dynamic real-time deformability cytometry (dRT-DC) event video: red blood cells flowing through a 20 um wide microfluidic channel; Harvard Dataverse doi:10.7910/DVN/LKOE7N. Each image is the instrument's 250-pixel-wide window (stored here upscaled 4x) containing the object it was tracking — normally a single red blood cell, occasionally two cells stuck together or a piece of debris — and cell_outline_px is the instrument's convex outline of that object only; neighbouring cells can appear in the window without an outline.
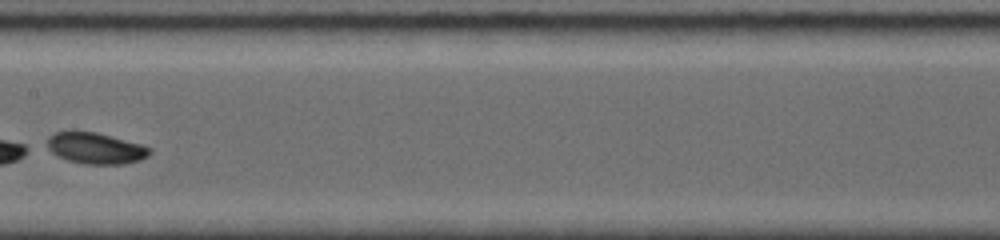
{"species": "common noctule bat (a hibernating species)", "species_latin": "Nyctalus noctula", "temperature_condition": "room temperature", "stored_images_in_passage": 15, "camera_frame_rate_fps": 5000, "um_per_image_px": 0.085, "animal": {"sex": "female", "body_mass_g": 19.0, "forearm_length_mm": 56.7}, "frame": {"image": 1, "passage_image": 7, "time_ms": 4.4, "image_size_px": [1000, 240], "cell_outline_px": [[152, 152], [148, 156], [140, 160], [124, 164], [84, 164], [68, 160], [44, 148], [48, 136], [56, 132], [68, 128], [72, 128], [96, 132], [144, 144], [152, 148]], "centroid_in_image_um": [8.09, 12.55], "position_along_channel_um": 199.3, "area_um2": 19.48}}